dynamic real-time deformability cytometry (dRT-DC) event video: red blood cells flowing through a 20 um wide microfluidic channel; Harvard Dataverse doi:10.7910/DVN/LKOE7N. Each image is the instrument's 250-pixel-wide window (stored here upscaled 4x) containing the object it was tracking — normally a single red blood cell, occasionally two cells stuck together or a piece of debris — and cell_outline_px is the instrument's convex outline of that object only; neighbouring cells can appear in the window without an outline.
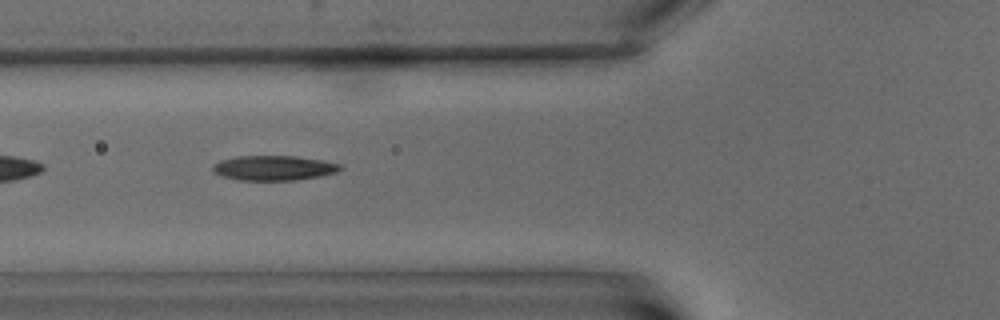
{"species": "common noctule bat (a hibernating species)", "species_latin": "Nyctalus noctula", "temperature_condition": "warm", "stored_images_in_passage": 7, "camera_frame_rate_fps": 3000, "um_per_image_px": 0.085, "animal": {"sex": "male", "body_mass_g": 15.6}, "frame": {"image": 1, "passage_image": 7, "time_ms": 7.333, "image_size_px": [1000, 320], "cell_outline_px": [[344, 168], [336, 172], [320, 176], [296, 180], [240, 180], [220, 176], [212, 172], [212, 164], [220, 160], [236, 156], [296, 156], [324, 160], [340, 164]], "centroid_in_image_um": [23.25, 14.27], "position_along_channel_um": 102.6, "area_um2": 18.67}}